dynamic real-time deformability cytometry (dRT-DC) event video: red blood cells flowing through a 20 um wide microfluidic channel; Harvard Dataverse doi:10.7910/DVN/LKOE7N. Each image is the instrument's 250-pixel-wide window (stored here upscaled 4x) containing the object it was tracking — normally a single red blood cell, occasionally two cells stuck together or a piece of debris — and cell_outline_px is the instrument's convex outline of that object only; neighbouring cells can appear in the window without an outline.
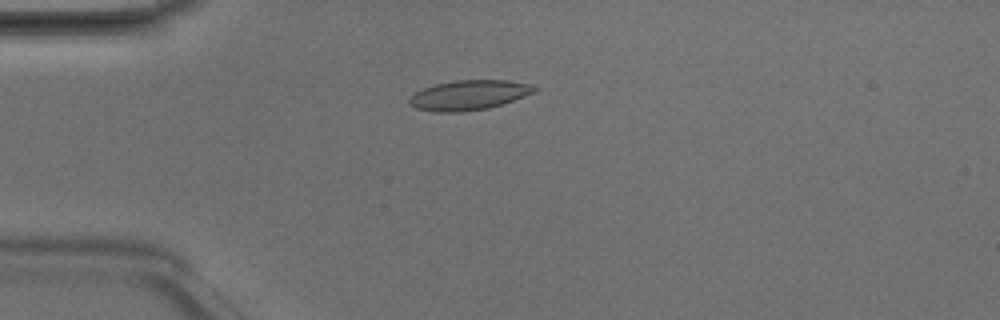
{"species": "Egyptian fruit bat (a non-hibernating species)", "species_latin": "Rousettus aegyptiacus", "temperature_condition": "room temperature", "stored_images_in_passage": 1, "camera_frame_rate_fps": 3000, "um_per_image_px": 0.085, "animal": {"sex": "male"}, "frame": {"image": 1, "passage_image": 1, "time_ms": 0.0, "image_size_px": [1000, 320], "cell_outline_px": [[536, 92], [488, 108], [460, 112], [436, 112], [416, 108], [408, 104], [408, 100], [416, 92], [424, 88], [436, 84], [456, 80], [508, 80], [528, 84], [536, 88]], "centroid_in_image_um": [39.82, 8.08], "position_along_channel_um": 45.2, "area_um2": 21.44}}